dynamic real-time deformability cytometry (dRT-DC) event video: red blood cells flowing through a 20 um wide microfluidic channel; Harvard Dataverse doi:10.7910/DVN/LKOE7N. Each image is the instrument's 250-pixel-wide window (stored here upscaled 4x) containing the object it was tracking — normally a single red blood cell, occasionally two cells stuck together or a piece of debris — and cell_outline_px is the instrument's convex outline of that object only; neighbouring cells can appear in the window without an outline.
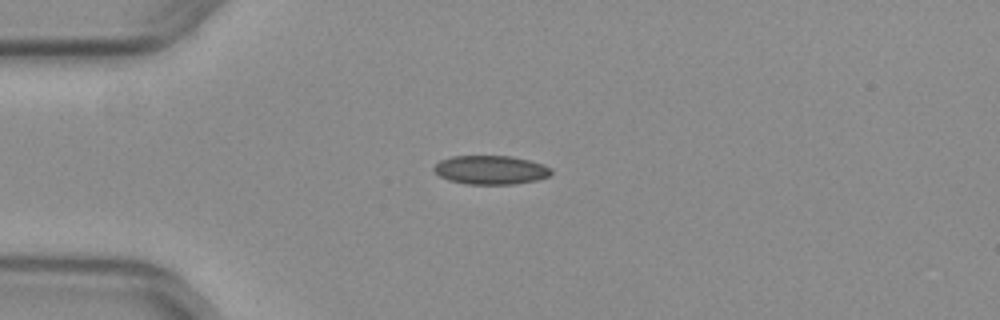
{"species": "common noctule bat (a hibernating species)", "species_latin": "Nyctalus noctula", "temperature_condition": "warm", "stored_images_in_passage": 40, "camera_frame_rate_fps": 3000, "um_per_image_px": 0.085, "animal": {"sex": "female", "body_mass_g": 29.2, "forearm_length_mm": 56.3}, "frame": {"image": 1, "passage_image": 1, "time_ms": 0.0, "image_size_px": [1000, 320], "cell_outline_px": [[552, 172], [548, 176], [536, 180], [512, 184], [464, 184], [448, 180], [440, 176], [432, 168], [440, 160], [452, 156], [508, 156], [528, 160], [552, 168]], "centroid_in_image_um": [41.67, 14.45], "position_along_channel_um": 43.3, "area_um2": 19.54}}
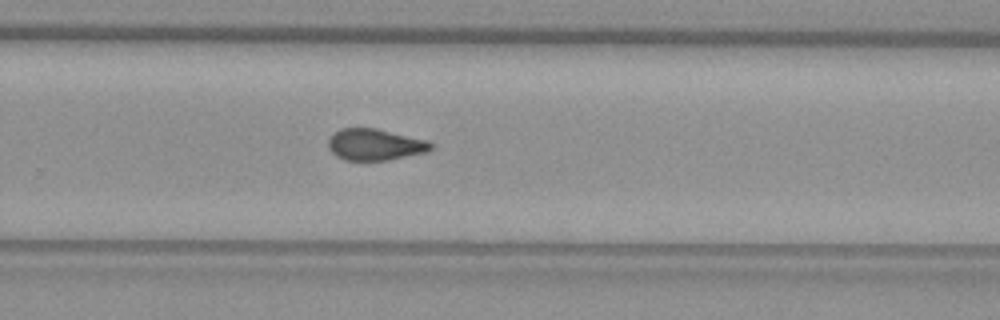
{"frame": {"image": 2, "passage_image": 22, "time_ms": 7.0, "image_size_px": [1000, 320], "cell_outline_px": [[432, 148], [428, 152], [388, 160], [344, 160], [336, 156], [328, 148], [328, 140], [340, 128], [376, 128], [428, 140], [432, 144]], "centroid_in_image_um": [31.89, 12.29], "position_along_channel_um": 297.9, "area_um2": 18.84}}
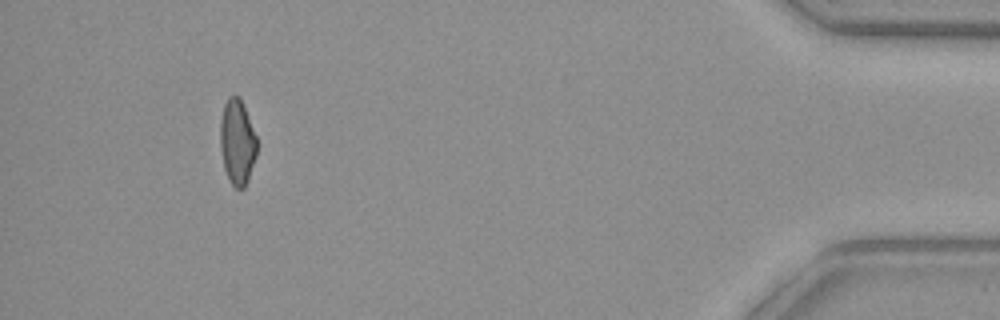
{"frame": {"image": 3, "passage_image": 36, "time_ms": 11.667, "image_size_px": [1000, 320], "cell_outline_px": [[256, 156], [248, 180], [244, 188], [236, 188], [228, 180], [224, 168], [220, 148], [220, 120], [224, 104], [228, 96], [240, 96], [256, 136]], "centroid_in_image_um": [20.15, 12.07], "position_along_channel_um": 415.1, "area_um2": 18.26}, "authors_computed_cell_mechanics": {"area_um2": 19.2185, "velocity_mm_per_s": 3.9801, "shape_relaxation_time_tau1_ms": 8.8676, "shape_relaxation_time_tau2_ms": 1.9201, "deformation_change_tau1": 0.151, "deformation_change_tau2": 0.06}}